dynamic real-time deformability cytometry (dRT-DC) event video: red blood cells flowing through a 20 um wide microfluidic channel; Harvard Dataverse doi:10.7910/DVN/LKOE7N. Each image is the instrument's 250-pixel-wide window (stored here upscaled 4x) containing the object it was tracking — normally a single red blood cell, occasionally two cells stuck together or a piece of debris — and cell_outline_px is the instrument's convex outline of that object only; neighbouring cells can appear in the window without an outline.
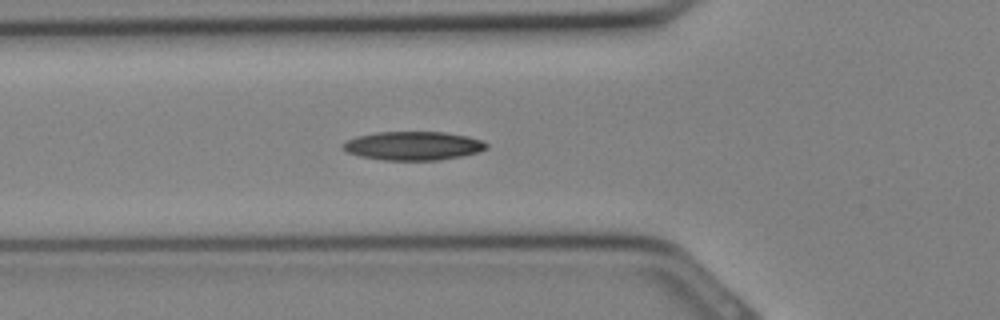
{"species": "Egyptian fruit bat (a non-hibernating species)", "species_latin": "Rousettus aegyptiacus", "temperature_condition": "cold", "stored_images_in_passage": 16, "camera_frame_rate_fps": 3000, "um_per_image_px": 0.085, "animal": {"sex": "female"}, "frame": {"image": 1, "passage_image": 4, "time_ms": 1.0, "image_size_px": [1000, 320], "cell_outline_px": [[488, 148], [476, 152], [460, 156], [436, 160], [384, 160], [360, 156], [348, 152], [340, 144], [356, 136], [376, 132], [444, 132], [468, 136], [480, 140], [488, 144]], "centroid_in_image_um": [35.1, 12.38], "position_along_channel_um": 90.7, "area_um2": 23.81}}
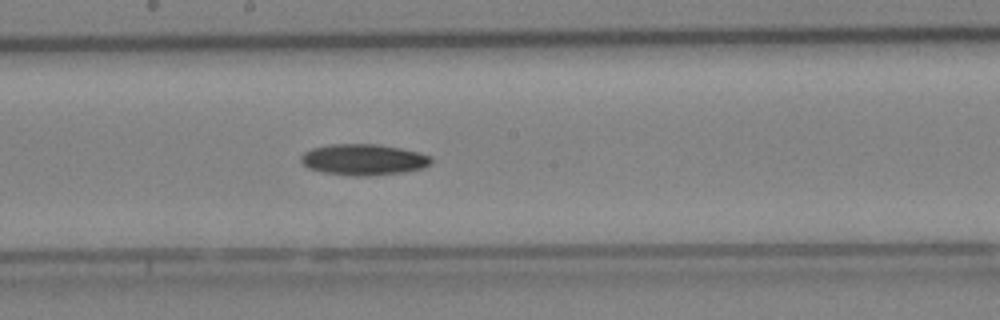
{"frame": {"image": 2, "passage_image": 10, "time_ms": 3.0, "image_size_px": [1000, 320], "cell_outline_px": [[432, 164], [424, 168], [404, 172], [368, 176], [356, 176], [324, 172], [308, 168], [300, 160], [300, 156], [304, 152], [312, 148], [328, 144], [376, 144], [400, 148], [432, 156]], "centroid_in_image_um": [30.91, 13.56], "position_along_channel_um": 217.3, "area_um2": 23.64}}
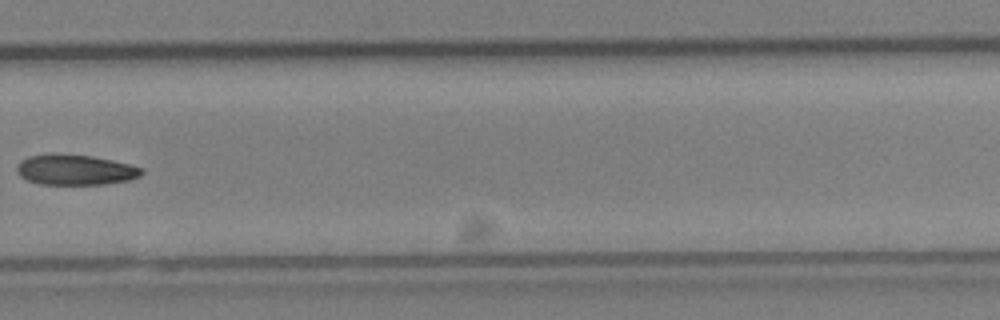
{"frame": {"image": 3, "passage_image": 15, "time_ms": 4.667, "image_size_px": [1000, 320], "cell_outline_px": [[144, 172], [140, 176], [128, 180], [104, 184], [40, 184], [28, 180], [20, 176], [16, 172], [16, 164], [20, 160], [28, 156], [92, 156], [112, 160], [144, 168]], "centroid_in_image_um": [6.41, 14.46], "position_along_channel_um": 323.4, "area_um2": 21.5}}